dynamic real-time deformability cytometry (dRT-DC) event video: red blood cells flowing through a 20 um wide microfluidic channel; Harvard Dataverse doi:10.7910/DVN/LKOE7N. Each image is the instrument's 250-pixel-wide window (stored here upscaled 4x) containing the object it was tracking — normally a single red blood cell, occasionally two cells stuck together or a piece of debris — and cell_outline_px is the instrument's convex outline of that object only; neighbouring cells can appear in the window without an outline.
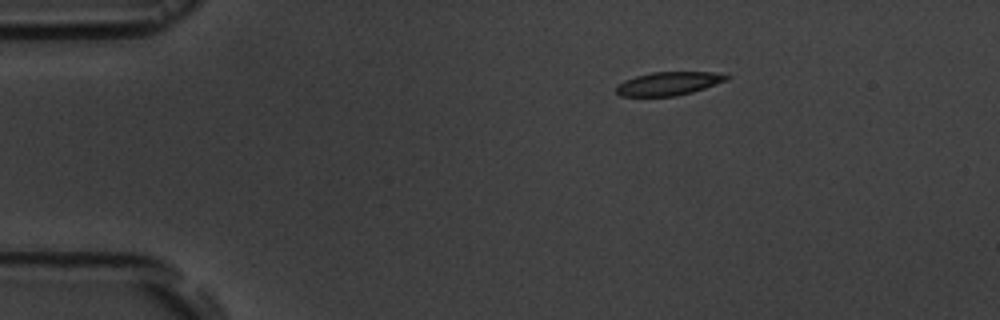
{"species": "common noctule bat (a hibernating species)", "species_latin": "Nyctalus noctula", "temperature_condition": "room temperature", "stored_images_in_passage": 3, "camera_frame_rate_fps": 3000, "um_per_image_px": 0.085, "animal": {"sex": "male", "body_mass_g": 19.5, "forearm_length_mm": 54.6}, "frame": {"image": 1, "passage_image": 1, "time_ms": 0.0, "image_size_px": [1000, 320], "cell_outline_px": [[732, 76], [728, 80], [692, 92], [676, 96], [620, 96], [616, 92], [616, 84], [624, 80], [636, 76], [652, 72], [716, 72]], "centroid_in_image_um": [56.83, 7.1], "position_along_channel_um": 28.2, "area_um2": 15.14}}